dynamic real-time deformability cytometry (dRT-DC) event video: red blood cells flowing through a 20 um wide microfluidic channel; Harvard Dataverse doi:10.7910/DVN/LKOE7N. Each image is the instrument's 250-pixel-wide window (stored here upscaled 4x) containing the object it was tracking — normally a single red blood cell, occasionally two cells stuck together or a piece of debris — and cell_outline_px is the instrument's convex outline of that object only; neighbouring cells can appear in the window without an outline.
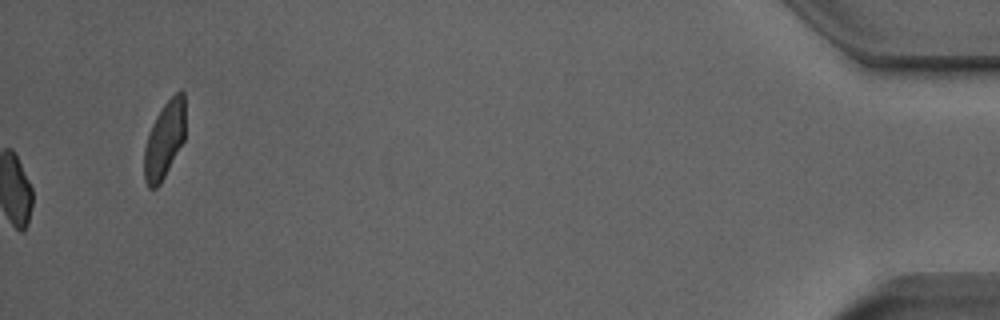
{"species": "Egyptian fruit bat (a non-hibernating species)", "species_latin": "Rousettus aegyptiacus", "temperature_condition": "room temperature", "stored_images_in_passage": 53, "camera_frame_rate_fps": 3000, "um_per_image_px": 0.085, "animal": {"sex": "male"}, "frame": {"image": 1, "passage_image": 53, "time_ms": 17.333, "image_size_px": [1000, 320], "cell_outline_px": [[184, 140], [160, 184], [156, 188], [148, 188], [144, 180], [144, 148], [152, 124], [156, 116], [164, 104], [176, 92], [184, 92]], "centroid_in_image_um": [13.96, 11.92], "position_along_channel_um": 421.2, "area_um2": 18.15}, "authors_computed_cell_mechanics": {"area_um2": 16.9354, "velocity_mm_per_s": 3.9426, "shape_relaxation_time_tau1_ms": null, "shape_relaxation_time_tau2_ms": 1.3414, "deformation_change_tau1": null, "deformation_change_tau2": 0.0637}}